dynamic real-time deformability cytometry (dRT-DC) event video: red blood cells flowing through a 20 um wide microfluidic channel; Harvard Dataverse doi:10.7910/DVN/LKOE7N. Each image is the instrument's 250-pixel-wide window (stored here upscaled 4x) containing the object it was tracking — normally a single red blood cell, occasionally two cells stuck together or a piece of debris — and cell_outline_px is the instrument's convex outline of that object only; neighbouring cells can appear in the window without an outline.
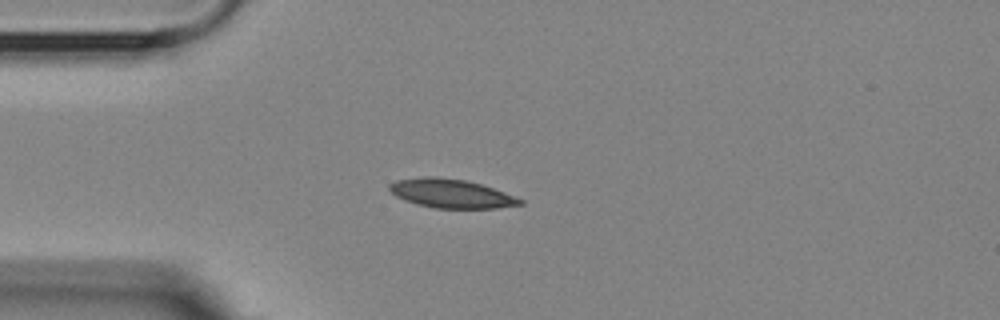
{"species": "Egyptian fruit bat (a non-hibernating species)", "species_latin": "Rousettus aegyptiacus", "temperature_condition": "room temperature", "stored_images_in_passage": 42, "camera_frame_rate_fps": 3000, "um_per_image_px": 0.085, "animal": {"sex": "female"}, "frame": {"image": 1, "passage_image": 1, "time_ms": 0.0, "image_size_px": [1000, 320], "cell_outline_px": [[524, 204], [496, 208], [436, 208], [416, 204], [404, 200], [396, 196], [388, 188], [388, 184], [396, 180], [424, 176], [436, 176], [464, 180], [480, 184], [504, 192], [524, 200]], "centroid_in_image_um": [38.32, 16.44], "position_along_channel_um": 46.7, "area_um2": 21.91}}
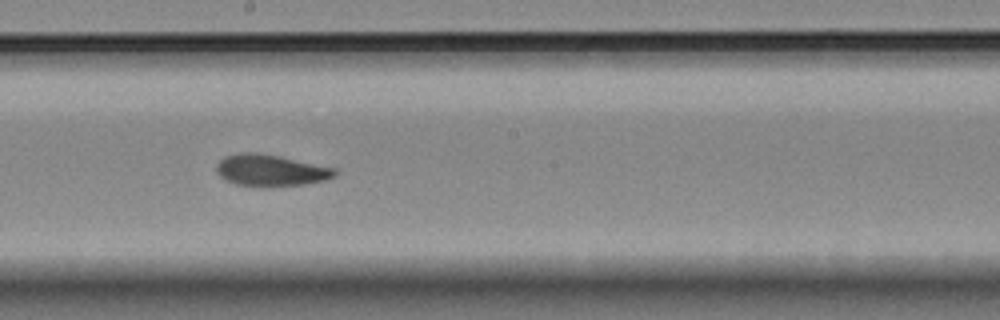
{"frame": {"image": 2, "passage_image": 17, "time_ms": 5.333, "image_size_px": [1000, 320], "cell_outline_px": [[336, 176], [324, 180], [304, 184], [264, 188], [260, 188], [236, 184], [224, 180], [216, 172], [216, 164], [224, 156], [240, 152], [256, 152], [280, 156], [336, 168]], "centroid_in_image_um": [22.97, 14.49], "position_along_channel_um": 225.2, "area_um2": 22.25}}
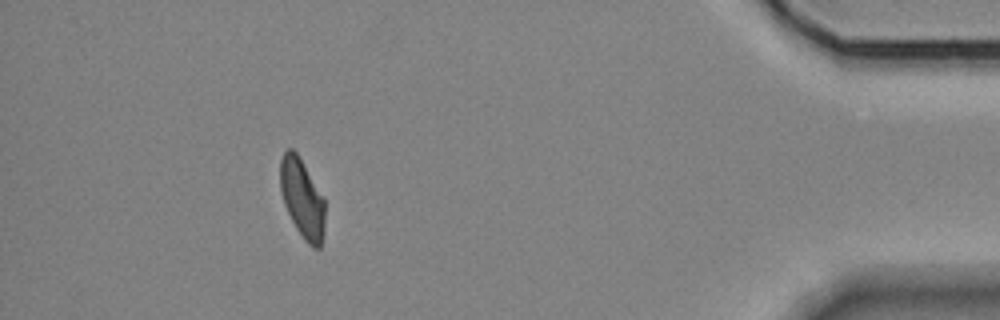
{"frame": {"image": 3, "passage_image": 37, "time_ms": 12.0, "image_size_px": [1000, 320], "cell_outline_px": [[324, 232], [320, 248], [312, 248], [304, 240], [296, 228], [284, 204], [280, 192], [280, 160], [284, 152], [288, 148], [292, 148], [296, 152], [324, 200]], "centroid_in_image_um": [25.66, 16.9], "position_along_channel_um": 409.5, "area_um2": 20.29}, "authors_computed_cell_mechanics": {"area_um2": 21.4438, "velocity_mm_per_s": 3.5905, "shape_relaxation_time_tau1_ms": 5.2259, "shape_relaxation_time_tau2_ms": 2.1154, "deformation_change_tau1": 0.1212, "deformation_change_tau2": 0.0712}}